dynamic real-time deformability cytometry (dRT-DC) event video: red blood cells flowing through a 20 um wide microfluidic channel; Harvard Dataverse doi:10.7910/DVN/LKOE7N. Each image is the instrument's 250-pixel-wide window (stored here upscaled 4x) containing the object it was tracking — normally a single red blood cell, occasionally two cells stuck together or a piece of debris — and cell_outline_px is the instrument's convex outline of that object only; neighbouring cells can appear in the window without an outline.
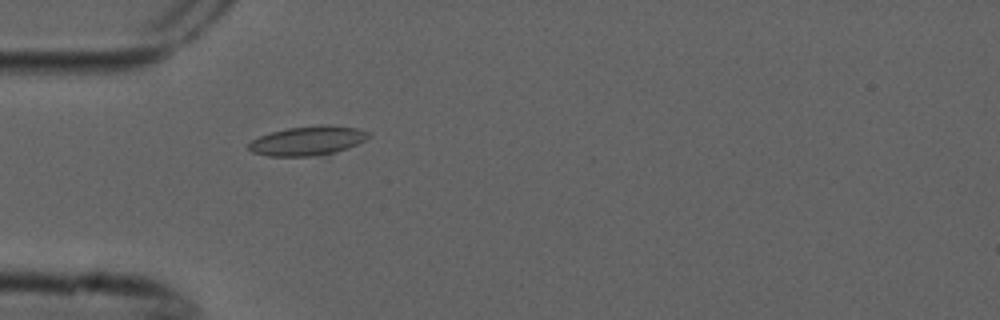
{"species": "common noctule bat (a hibernating species)", "species_latin": "Nyctalus noctula", "temperature_condition": "cold", "stored_images_in_passage": 2, "camera_frame_rate_fps": 3000, "um_per_image_px": 0.085, "animal": {"sex": "male", "forearm_length_mm": 52.5}, "frame": {"image": 1, "passage_image": 2, "time_ms": 0.333, "image_size_px": [1000, 320], "cell_outline_px": [[368, 136], [364, 140], [356, 144], [336, 152], [320, 156], [268, 156], [252, 152], [248, 148], [248, 144], [252, 140], [260, 136], [272, 132], [288, 128], [320, 124], [332, 124], [356, 128], [368, 132]], "centroid_in_image_um": [26.14, 11.96], "position_along_channel_um": 58.9, "area_um2": 20.4}}